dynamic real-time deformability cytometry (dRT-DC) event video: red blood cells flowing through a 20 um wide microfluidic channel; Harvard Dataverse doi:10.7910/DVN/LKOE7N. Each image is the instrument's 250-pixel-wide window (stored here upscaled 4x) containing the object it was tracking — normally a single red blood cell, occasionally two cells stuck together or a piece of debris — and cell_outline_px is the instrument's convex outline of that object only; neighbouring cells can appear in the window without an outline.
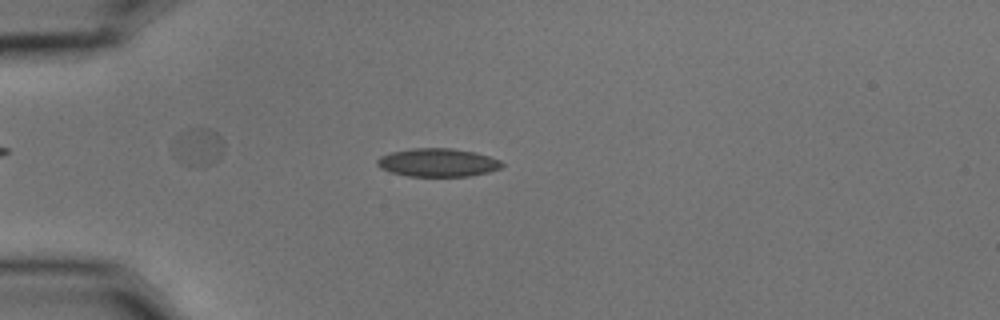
{"species": "common noctule bat (a hibernating species)", "species_latin": "Nyctalus noctula", "temperature_condition": "cold", "stored_images_in_passage": 56, "camera_frame_rate_fps": 3000, "um_per_image_px": 0.085, "animal": {"sex": "male", "body_mass_g": 15.6}, "frame": {"image": 1, "passage_image": 15, "time_ms": 4.667, "image_size_px": [1000, 320], "cell_outline_px": [[504, 164], [500, 168], [488, 172], [468, 176], [408, 176], [392, 172], [380, 168], [376, 164], [376, 160], [380, 156], [388, 152], [412, 148], [452, 148], [476, 152], [500, 160]], "centroid_in_image_um": [37.18, 13.8], "position_along_channel_um": 47.8, "area_um2": 20.63}}
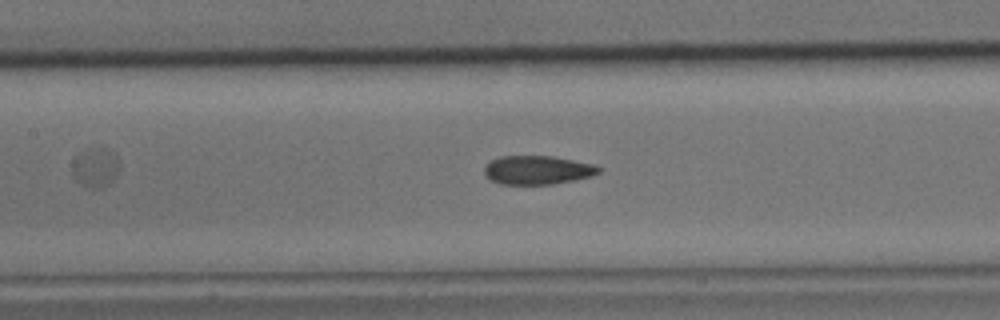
{"frame": {"image": 2, "passage_image": 26, "time_ms": 8.333, "image_size_px": [1000, 320], "cell_outline_px": [[604, 168], [600, 172], [592, 176], [552, 184], [500, 184], [484, 176], [484, 168], [492, 160], [500, 156], [552, 156], [596, 164]], "centroid_in_image_um": [45.73, 14.45], "position_along_channel_um": 161.7, "area_um2": 19.25}}
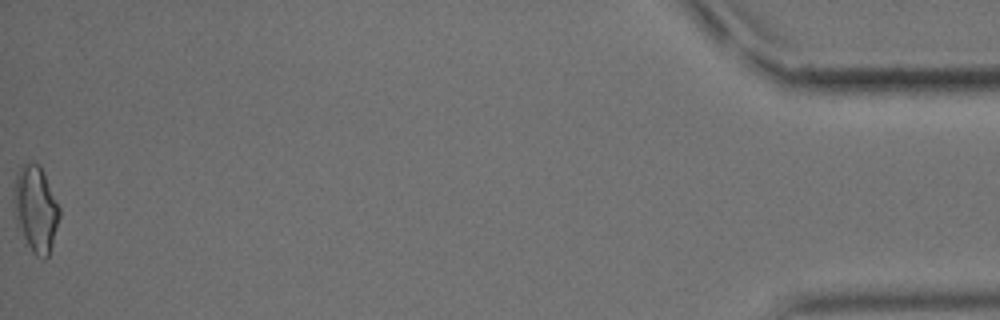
{"frame": {"image": 3, "passage_image": 56, "time_ms": 18.333, "image_size_px": [1000, 320], "cell_outline_px": [[60, 216], [52, 244], [48, 256], [44, 260], [36, 256], [32, 252], [16, 224], [12, 196], [16, 172], [28, 160], [32, 160], [40, 164], [60, 208]], "centroid_in_image_um": [3.01, 17.72], "position_along_channel_um": 432.2, "area_um2": 23.24}, "authors_computed_cell_mechanics": {"area_um2": 19.7965, "velocity_mm_per_s": 3.6022, "shape_relaxation_time_tau1_ms": 9.7502, "shape_relaxation_time_tau2_ms": 1.5024, "deformation_change_tau1": 0.1905, "deformation_change_tau2": 0.0683}}